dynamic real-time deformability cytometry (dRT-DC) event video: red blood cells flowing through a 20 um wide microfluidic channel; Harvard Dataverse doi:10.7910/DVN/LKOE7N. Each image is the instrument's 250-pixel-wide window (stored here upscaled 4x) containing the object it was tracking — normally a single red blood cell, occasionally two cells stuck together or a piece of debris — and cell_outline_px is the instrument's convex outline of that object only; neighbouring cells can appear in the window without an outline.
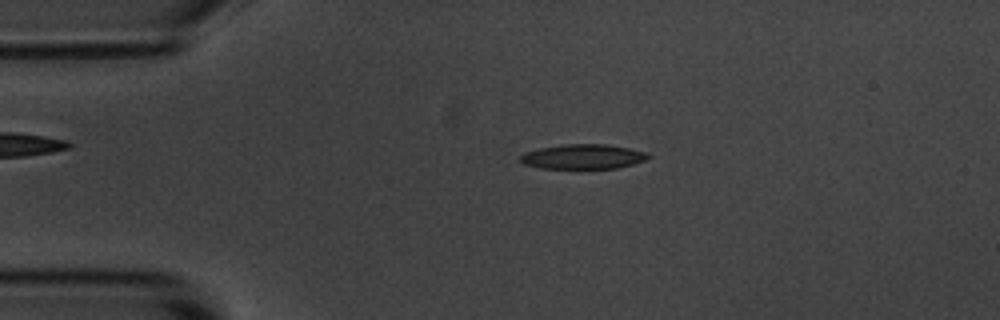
{"species": "common noctule bat (a hibernating species)", "species_latin": "Nyctalus noctula", "temperature_condition": "room temperature", "stored_images_in_passage": 53, "camera_frame_rate_fps": 3000, "um_per_image_px": 0.085, "animal": {"sex": "male", "body_mass_g": 20.1, "forearm_length_mm": 53.5}, "frame": {"image": 1, "passage_image": 10, "time_ms": 3.0, "image_size_px": [1000, 320], "cell_outline_px": [[652, 156], [644, 160], [632, 164], [616, 168], [580, 172], [576, 172], [540, 168], [524, 164], [520, 160], [520, 156], [524, 152], [540, 148], [560, 144], [604, 144], [628, 148], [644, 152]], "centroid_in_image_um": [49.49, 13.37], "position_along_channel_um": 35.5, "area_um2": 19.42}}
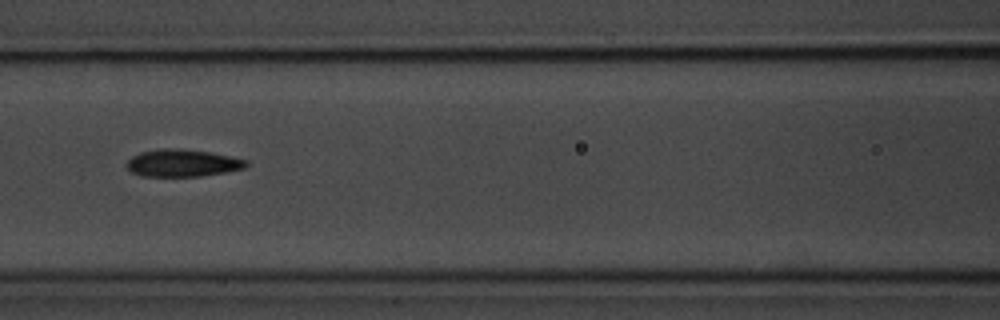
{"frame": {"image": 2, "passage_image": 22, "time_ms": 7.0, "image_size_px": [1000, 320], "cell_outline_px": [[248, 164], [244, 168], [224, 172], [200, 176], [140, 176], [132, 172], [128, 168], [128, 160], [132, 156], [140, 152], [156, 148], [176, 148], [208, 152], [248, 160]], "centroid_in_image_um": [15.48, 13.85], "position_along_channel_um": 151.1, "area_um2": 18.84}}
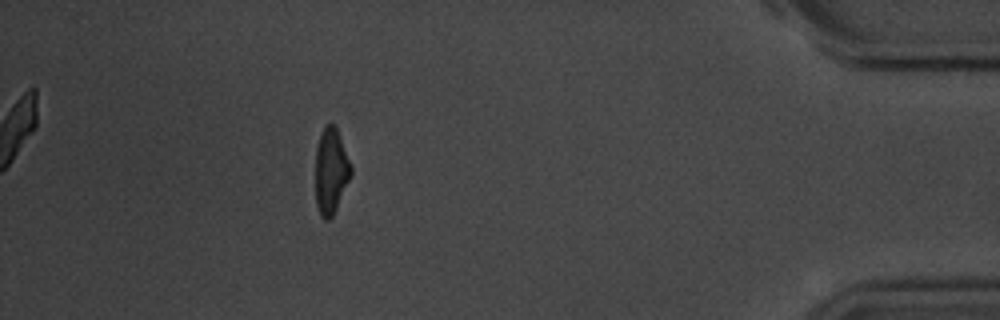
{"frame": {"image": 3, "passage_image": 47, "time_ms": 15.333, "image_size_px": [1000, 320], "cell_outline_px": [[352, 176], [332, 216], [328, 220], [324, 220], [320, 216], [316, 204], [316, 148], [320, 136], [324, 128], [328, 124], [332, 124], [336, 128], [352, 168]], "centroid_in_image_um": [28.13, 14.6], "position_along_channel_um": 407.1, "area_um2": 17.46}, "authors_computed_cell_mechanics": {"area_um2": 18.7272, "velocity_mm_per_s": 3.7113, "shape_relaxation_time_tau1_ms": 3.4164, "shape_relaxation_time_tau2_ms": 4.9022, "deformation_change_tau1": 0.1568, "deformation_change_tau2": 0.1086}}